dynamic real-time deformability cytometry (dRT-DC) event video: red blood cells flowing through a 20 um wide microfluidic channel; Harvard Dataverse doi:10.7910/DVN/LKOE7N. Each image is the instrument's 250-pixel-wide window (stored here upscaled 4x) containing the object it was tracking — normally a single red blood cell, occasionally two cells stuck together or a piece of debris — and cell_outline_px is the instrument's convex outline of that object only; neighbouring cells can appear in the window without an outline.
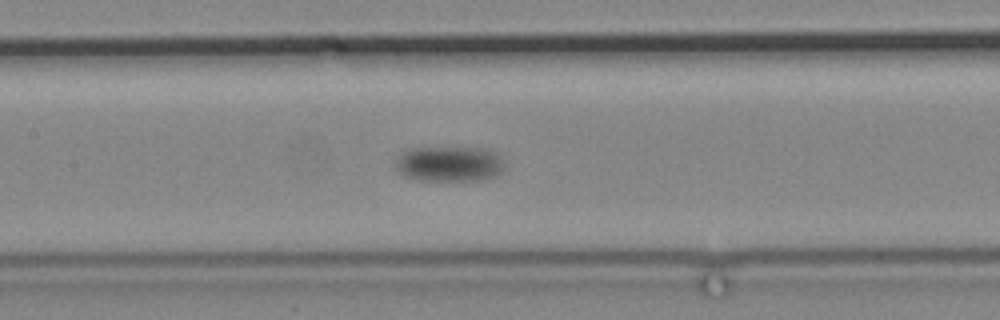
{"species": "common noctule bat (a hibernating species)", "species_latin": "Nyctalus noctula", "temperature_condition": "cold", "stored_images_in_passage": 13, "camera_frame_rate_fps": 3000, "um_per_image_px": 0.085, "animal": {"sex": "male", "body_mass_g": 19.2, "forearm_length_mm": 51.8}, "frame": {"image": 1, "passage_image": 13, "time_ms": 15.0, "image_size_px": [1000, 320], "cell_outline_px": [[500, 172], [496, 176], [484, 180], [420, 180], [404, 176], [396, 172], [396, 160], [400, 152], [408, 148], [484, 148], [492, 152], [500, 160]], "centroid_in_image_um": [38.08, 13.94], "position_along_channel_um": 169.3, "area_um2": 22.2}}